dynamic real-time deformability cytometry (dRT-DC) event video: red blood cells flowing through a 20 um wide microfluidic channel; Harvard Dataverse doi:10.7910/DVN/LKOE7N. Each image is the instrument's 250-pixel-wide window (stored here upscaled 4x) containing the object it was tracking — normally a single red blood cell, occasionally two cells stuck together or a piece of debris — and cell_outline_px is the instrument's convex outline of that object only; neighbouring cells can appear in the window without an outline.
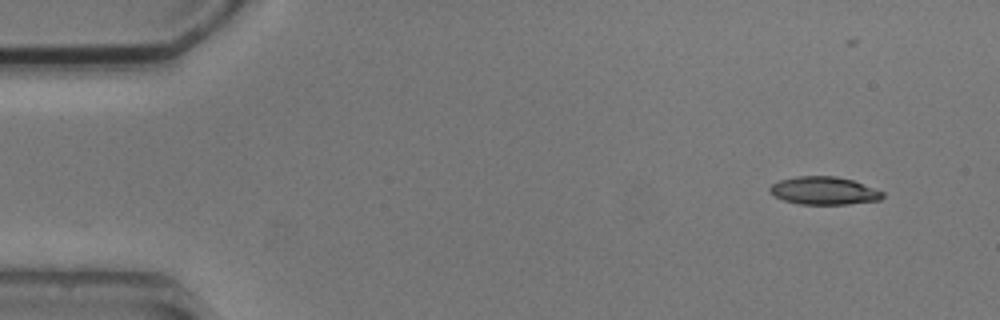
{"species": "common noctule bat (a hibernating species)", "species_latin": "Nyctalus noctula", "temperature_condition": "cold", "stored_images_in_passage": 4, "camera_frame_rate_fps": 3000, "um_per_image_px": 0.085, "animal": {"sex": "male", "body_mass_g": 20.5, "forearm_length_mm": 52.5}, "frame": {"image": 1, "passage_image": 1, "time_ms": 0.0, "image_size_px": [1000, 320], "cell_outline_px": [[884, 196], [880, 200], [848, 204], [800, 204], [784, 200], [768, 192], [768, 188], [772, 184], [780, 180], [796, 176], [836, 176], [852, 180], [884, 192]], "centroid_in_image_um": [70.02, 16.21], "position_along_channel_um": 15.0, "area_um2": 18.26}}
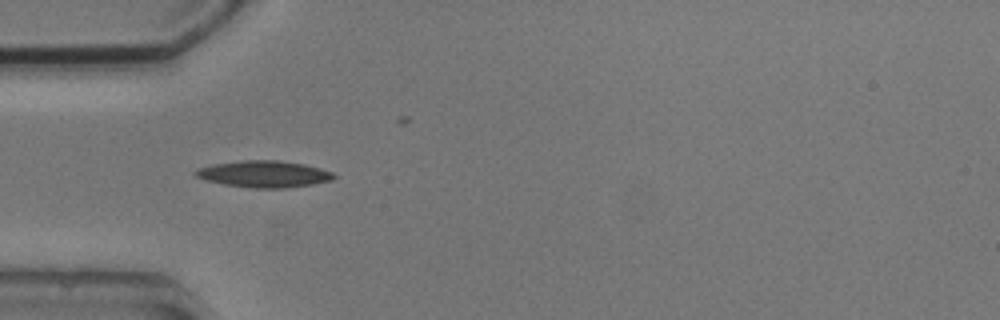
{"frame": {"image": 2, "passage_image": 4, "time_ms": 4.0, "image_size_px": [1000, 320], "cell_outline_px": [[336, 176], [332, 180], [312, 184], [284, 188], [252, 188], [224, 184], [208, 180], [196, 176], [192, 172], [196, 168], [212, 164], [244, 160], [276, 160], [304, 164], [320, 168], [332, 172]], "centroid_in_image_um": [22.42, 14.79], "position_along_channel_um": 62.6, "area_um2": 21.39}}